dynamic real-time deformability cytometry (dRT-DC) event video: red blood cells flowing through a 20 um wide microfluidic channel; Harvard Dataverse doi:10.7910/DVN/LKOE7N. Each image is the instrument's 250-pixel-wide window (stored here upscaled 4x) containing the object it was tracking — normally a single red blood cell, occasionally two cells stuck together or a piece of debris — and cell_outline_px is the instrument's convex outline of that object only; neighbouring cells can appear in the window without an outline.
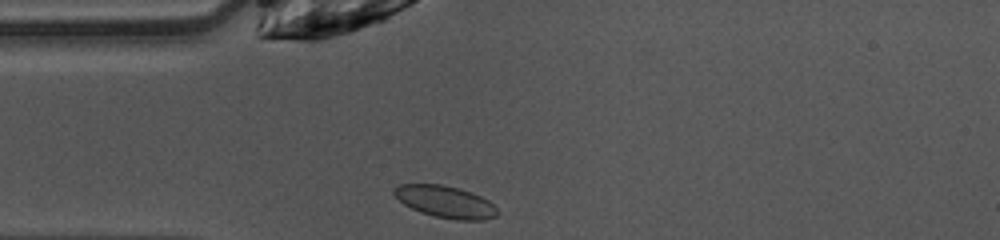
{"species": "common noctule bat (a hibernating species)", "species_latin": "Nyctalus noctula", "temperature_condition": "warm", "stored_images_in_passage": 38, "camera_frame_rate_fps": 3000, "um_per_image_px": 0.085, "animal": {"sex": "female", "body_mass_g": 10.0, "forearm_length_mm": 53.1}, "frame": {"image": 1, "passage_image": 1, "time_ms": 0.0, "image_size_px": [1000, 240], "cell_outline_px": [[500, 212], [496, 216], [484, 220], [456, 220], [436, 216], [420, 212], [404, 204], [392, 192], [392, 188], [400, 184], [440, 184], [472, 192], [488, 200]], "centroid_in_image_um": [37.86, 17.15], "position_along_channel_um": 47.1, "area_um2": 19.13}}
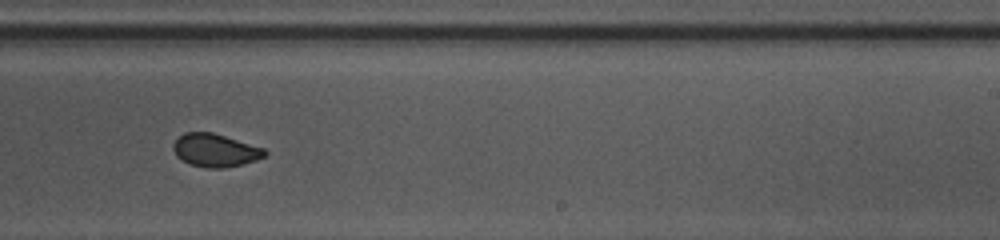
{"frame": {"image": 2, "passage_image": 18, "time_ms": 5.667, "image_size_px": [1000, 240], "cell_outline_px": [[268, 152], [264, 156], [256, 160], [244, 164], [224, 168], [208, 168], [188, 164], [180, 160], [176, 156], [172, 148], [172, 144], [184, 132], [212, 132], [264, 148]], "centroid_in_image_um": [18.27, 12.78], "position_along_channel_um": 270.7, "area_um2": 17.74}}
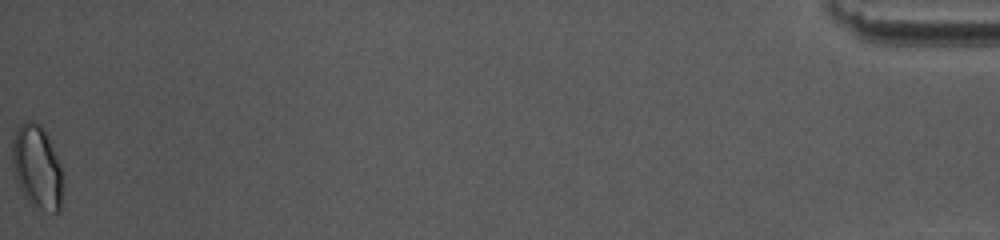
{"frame": {"image": 3, "passage_image": 38, "time_ms": 12.333, "image_size_px": [1000, 240], "cell_outline_px": [[60, 212], [52, 212], [40, 208], [32, 204], [24, 196], [16, 180], [12, 164], [12, 140], [16, 128], [24, 120], [32, 120], [40, 124], [44, 128], [60, 160]], "centroid_in_image_um": [3.11, 14.11], "position_along_channel_um": 432.1, "area_um2": 24.45}, "authors_computed_cell_mechanics": {"area_um2": 18.3804, "velocity_mm_per_s": 4.044, "shape_relaxation_time_tau1_ms": 5.324, "shape_relaxation_time_tau2_ms": 0.8661, "deformation_change_tau1": 0.1281, "deformation_change_tau2": 0.0507}}